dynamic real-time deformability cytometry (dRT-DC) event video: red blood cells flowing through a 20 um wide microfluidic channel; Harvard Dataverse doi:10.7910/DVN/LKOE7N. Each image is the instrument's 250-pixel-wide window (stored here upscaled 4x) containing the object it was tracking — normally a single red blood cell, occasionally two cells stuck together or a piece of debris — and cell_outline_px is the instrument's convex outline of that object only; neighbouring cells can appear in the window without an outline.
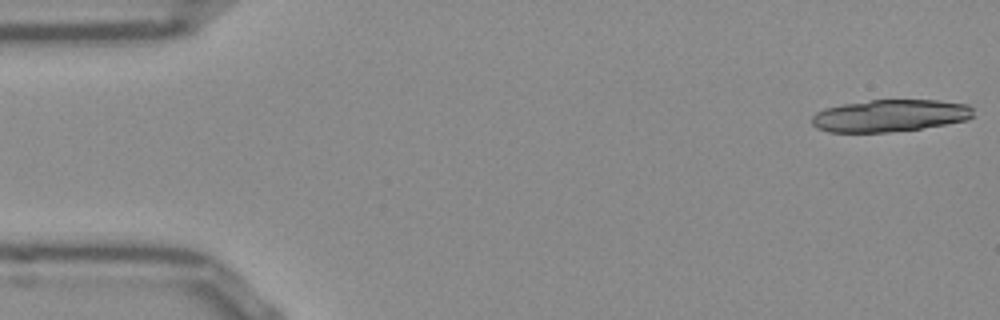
{"species": "Egyptian fruit bat (a non-hibernating species)", "species_latin": "Rousettus aegyptiacus", "temperature_condition": "room temperature", "stored_images_in_passage": 10, "camera_frame_rate_fps": 3000, "um_per_image_px": 0.085, "frame": {"image": 1, "passage_image": 1, "time_ms": 0.0, "image_size_px": [1000, 320], "cell_outline_px": [[972, 116], [968, 120], [920, 128], [888, 132], [828, 132], [816, 128], [812, 124], [812, 116], [816, 112], [824, 108], [844, 104], [872, 100], [936, 100], [968, 104], [972, 108]], "centroid_in_image_um": [75.62, 9.83], "position_along_channel_um": 9.4, "area_um2": 30.11}}